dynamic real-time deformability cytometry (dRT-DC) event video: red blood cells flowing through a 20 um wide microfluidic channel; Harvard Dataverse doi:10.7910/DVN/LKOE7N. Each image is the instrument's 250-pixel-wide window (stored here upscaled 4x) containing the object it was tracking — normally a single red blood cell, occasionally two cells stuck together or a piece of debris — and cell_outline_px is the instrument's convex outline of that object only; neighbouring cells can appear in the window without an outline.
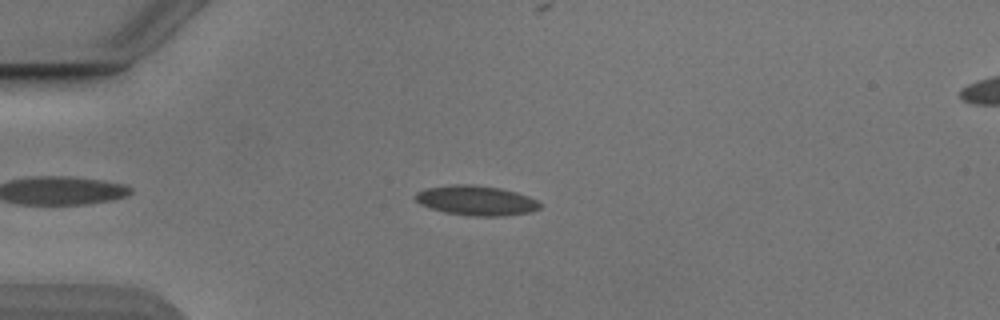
{"species": "Egyptian fruit bat (a non-hibernating species)", "species_latin": "Rousettus aegyptiacus", "temperature_condition": "cold", "stored_images_in_passage": 49, "camera_frame_rate_fps": 3000, "um_per_image_px": 0.085, "animal": {"sex": "male"}, "frame": {"image": 1, "passage_image": 9, "time_ms": 2.667, "image_size_px": [1000, 320], "cell_outline_px": [[540, 208], [528, 212], [504, 216], [472, 216], [444, 212], [420, 204], [416, 200], [416, 192], [428, 188], [452, 184], [472, 184], [500, 188], [516, 192], [528, 196], [536, 200], [540, 204]], "centroid_in_image_um": [40.47, 17.04], "position_along_channel_um": 44.5, "area_um2": 21.44}}
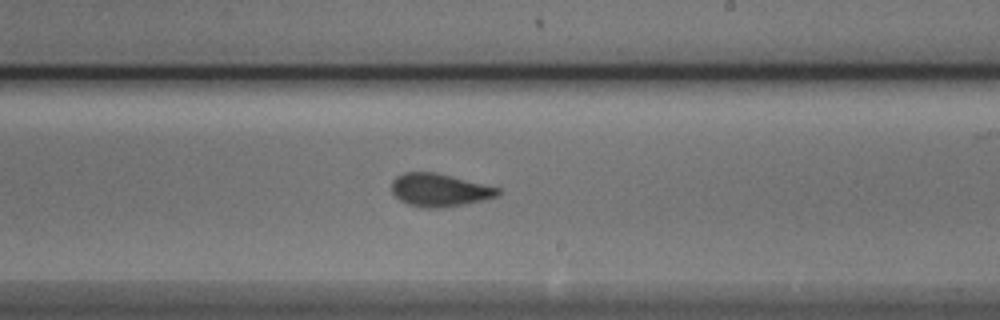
{"frame": {"image": 2, "passage_image": 27, "time_ms": 8.667, "image_size_px": [1000, 320], "cell_outline_px": [[500, 192], [496, 196], [484, 200], [464, 204], [440, 208], [428, 208], [408, 204], [400, 200], [392, 192], [392, 180], [396, 176], [404, 172], [436, 172], [500, 188]], "centroid_in_image_um": [37.34, 16.15], "position_along_channel_um": 251.7, "area_um2": 20.29}}
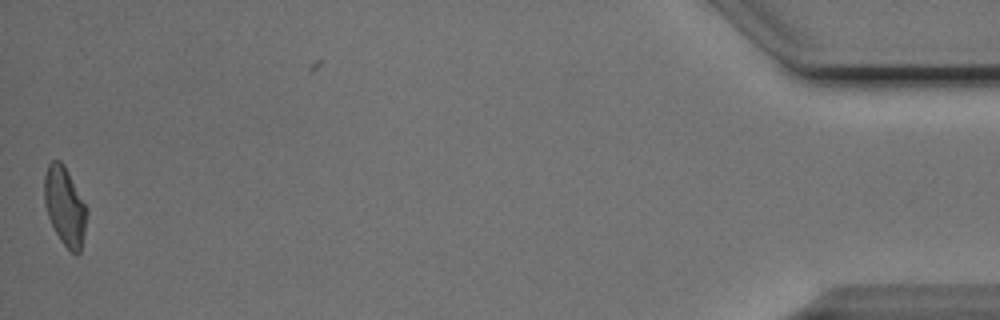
{"frame": {"image": 3, "passage_image": 48, "time_ms": 15.667, "image_size_px": [1000, 320], "cell_outline_px": [[88, 212], [80, 252], [76, 256], [60, 240], [48, 216], [44, 200], [44, 176], [48, 164], [52, 160], [60, 160], [64, 164], [88, 208]], "centroid_in_image_um": [5.52, 17.5], "position_along_channel_um": 429.7, "area_um2": 19.42}, "authors_computed_cell_mechanics": {"area_um2": 20.1722, "velocity_mm_per_s": 3.8644, "shape_relaxation_time_tau1_ms": 4.0902, "shape_relaxation_time_tau2_ms": 1.0834, "deformation_change_tau1": 0.1258, "deformation_change_tau2": 0.0512}}